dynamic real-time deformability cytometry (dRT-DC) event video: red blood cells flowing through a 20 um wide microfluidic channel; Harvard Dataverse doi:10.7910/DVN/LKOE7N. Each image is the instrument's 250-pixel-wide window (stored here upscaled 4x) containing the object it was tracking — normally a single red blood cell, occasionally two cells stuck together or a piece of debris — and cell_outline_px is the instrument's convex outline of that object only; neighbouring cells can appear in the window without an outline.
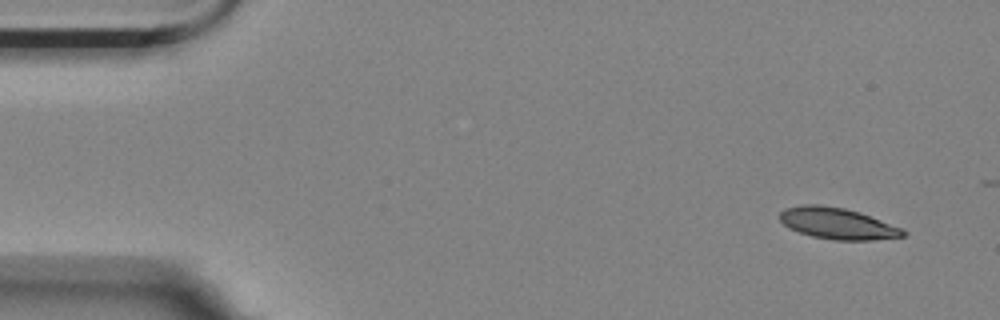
{"species": "Egyptian fruit bat (a non-hibernating species)", "species_latin": "Rousettus aegyptiacus", "temperature_condition": "room temperature", "stored_images_in_passage": 5, "camera_frame_rate_fps": 3000, "um_per_image_px": 0.085, "animal": {"sex": "female"}, "frame": {"image": 1, "passage_image": 1, "time_ms": 0.0, "image_size_px": [1000, 320], "cell_outline_px": [[908, 232], [904, 236], [872, 240], [832, 240], [812, 236], [800, 232], [784, 224], [780, 220], [780, 212], [784, 208], [800, 204], [820, 204], [844, 208], [860, 212], [904, 228]], "centroid_in_image_um": [71.22, 18.98], "position_along_channel_um": 13.8, "area_um2": 22.66}}
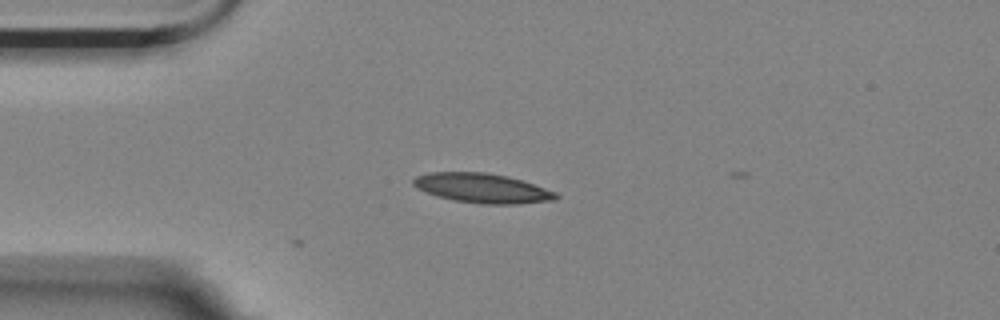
{"frame": {"image": 2, "passage_image": 3, "time_ms": 0.667, "image_size_px": [1000, 320], "cell_outline_px": [[560, 196], [556, 200], [520, 204], [480, 204], [452, 200], [436, 196], [416, 188], [412, 184], [412, 180], [416, 176], [428, 172], [488, 172], [508, 176], [556, 192]], "centroid_in_image_um": [40.97, 16.0], "position_along_channel_um": 44.0, "area_um2": 24.74}}